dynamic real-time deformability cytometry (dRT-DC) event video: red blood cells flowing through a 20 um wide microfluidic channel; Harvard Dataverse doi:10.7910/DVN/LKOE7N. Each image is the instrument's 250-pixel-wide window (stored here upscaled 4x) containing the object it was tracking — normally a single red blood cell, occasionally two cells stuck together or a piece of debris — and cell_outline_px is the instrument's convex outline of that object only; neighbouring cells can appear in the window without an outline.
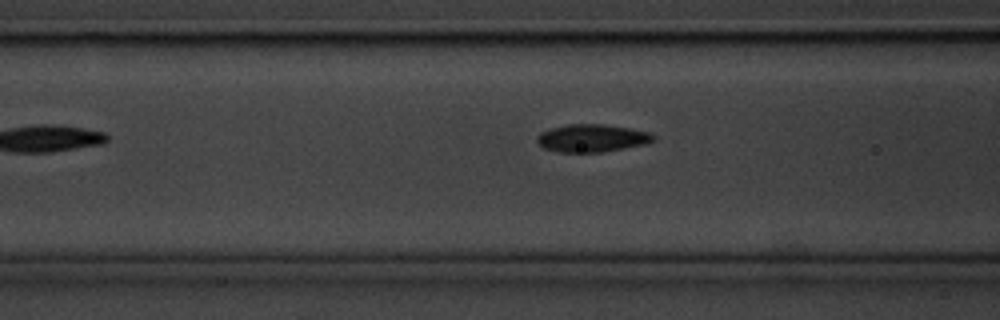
{"species": "common noctule bat (a hibernating species)", "species_latin": "Nyctalus noctula", "temperature_condition": "cold", "stored_images_in_passage": 11, "camera_frame_rate_fps": 3000, "um_per_image_px": 0.085, "animal": {"sex": "male", "body_mass_g": 20.1, "forearm_length_mm": 53.5}, "frame": {"image": 1, "passage_image": 8, "time_ms": 2.333, "image_size_px": [1000, 320], "cell_outline_px": [[656, 140], [648, 144], [600, 152], [560, 152], [544, 148], [536, 140], [536, 136], [540, 132], [552, 128], [568, 124], [604, 124], [652, 132], [656, 136]], "centroid_in_image_um": [50.36, 11.74], "position_along_channel_um": 116.2, "area_um2": 18.9}}